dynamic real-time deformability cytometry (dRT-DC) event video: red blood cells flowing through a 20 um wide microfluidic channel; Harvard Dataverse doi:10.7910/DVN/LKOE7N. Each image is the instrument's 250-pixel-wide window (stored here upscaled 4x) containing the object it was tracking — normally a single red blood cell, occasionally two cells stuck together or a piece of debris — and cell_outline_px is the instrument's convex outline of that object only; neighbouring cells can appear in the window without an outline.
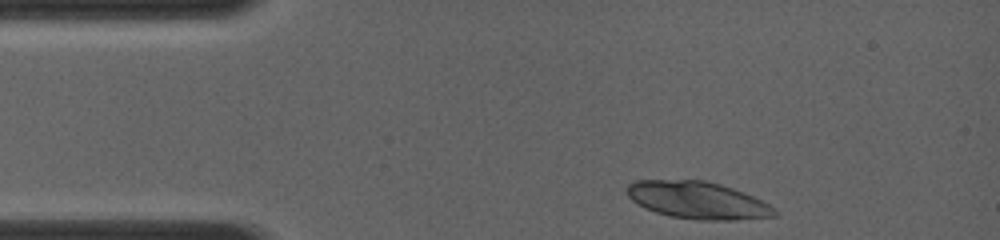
{"species": "common noctule bat (a hibernating species)", "species_latin": "Nyctalus noctula", "temperature_condition": "room temperature", "stored_images_in_passage": 5, "camera_frame_rate_fps": 4000, "um_per_image_px": 0.085, "animal": {"sex": "female", "body_mass_g": 19.0, "forearm_length_mm": 56.7}, "frame": {"image": 1, "passage_image": 1, "time_ms": 0.0, "image_size_px": [1000, 240], "cell_outline_px": [[776, 216], [736, 220], [700, 220], [672, 216], [656, 212], [644, 208], [632, 200], [628, 196], [628, 184], [632, 180], [704, 180], [720, 184], [744, 192], [768, 204], [776, 212]], "centroid_in_image_um": [59.27, 17.01], "position_along_channel_um": 25.7, "area_um2": 31.79}}